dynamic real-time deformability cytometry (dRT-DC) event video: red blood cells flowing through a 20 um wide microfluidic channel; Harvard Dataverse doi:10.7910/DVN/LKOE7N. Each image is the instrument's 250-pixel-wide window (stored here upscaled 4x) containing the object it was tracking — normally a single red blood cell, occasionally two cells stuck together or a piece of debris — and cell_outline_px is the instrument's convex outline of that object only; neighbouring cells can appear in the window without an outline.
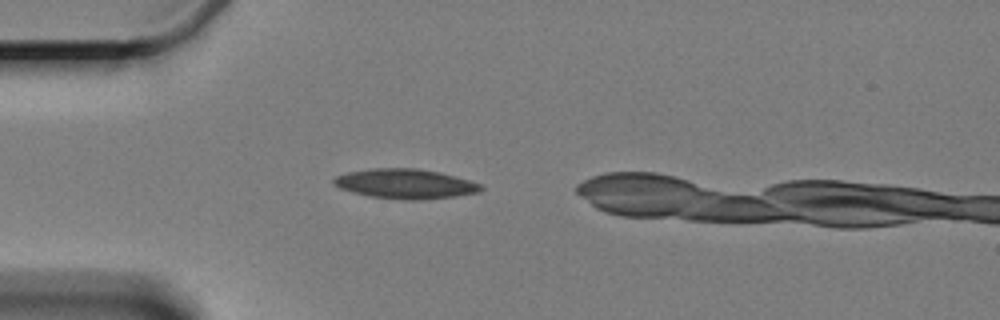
{"species": "Egyptian fruit bat (a non-hibernating species)", "species_latin": "Rousettus aegyptiacus", "temperature_condition": "cold", "stored_images_in_passage": 5, "camera_frame_rate_fps": 3000, "um_per_image_px": 0.085, "animal": {"sex": "female"}, "frame": {"image": 1, "passage_image": 1, "time_ms": 0.0, "image_size_px": [1000, 320], "cell_outline_px": [[484, 188], [480, 192], [456, 196], [416, 200], [404, 200], [372, 196], [340, 188], [332, 184], [332, 180], [336, 176], [348, 172], [372, 168], [416, 168], [440, 172], [468, 180], [480, 184]], "centroid_in_image_um": [34.46, 15.62], "position_along_channel_um": 50.5, "area_um2": 25.26}}
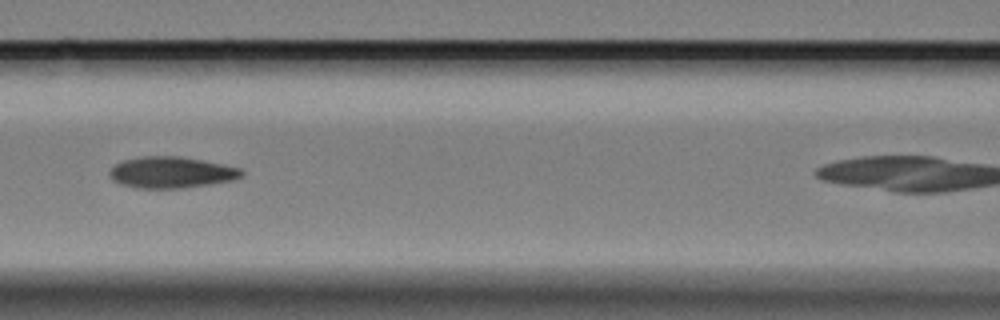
{"frame": {"image": 2, "passage_image": 4, "time_ms": 3.333, "image_size_px": [1000, 320], "cell_outline_px": [[244, 172], [240, 176], [232, 180], [208, 184], [180, 188], [136, 188], [120, 184], [112, 180], [108, 176], [108, 172], [116, 164], [124, 160], [144, 156], [180, 156], [240, 168]], "centroid_in_image_um": [14.5, 14.66], "position_along_channel_um": 152.1, "area_um2": 23.81}}